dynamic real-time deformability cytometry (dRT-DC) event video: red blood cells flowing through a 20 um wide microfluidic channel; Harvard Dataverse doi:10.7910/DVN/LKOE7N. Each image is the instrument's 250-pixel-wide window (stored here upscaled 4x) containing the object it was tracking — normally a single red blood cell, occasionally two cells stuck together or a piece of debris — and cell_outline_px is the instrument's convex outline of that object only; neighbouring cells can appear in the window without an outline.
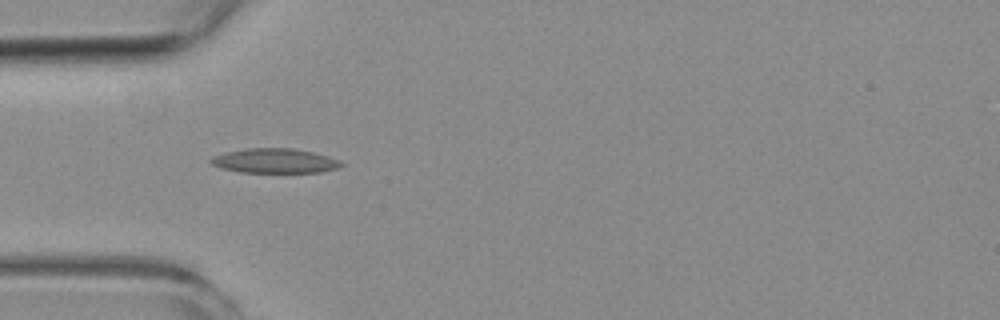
{"species": "common noctule bat (a hibernating species)", "species_latin": "Nyctalus noctula", "temperature_condition": "room temperature", "stored_images_in_passage": 1, "camera_frame_rate_fps": 3000, "um_per_image_px": 0.085, "animal": {"sex": "female", "body_mass_g": 19.3, "forearm_length_mm": 54.1}, "frame": {"image": 1, "passage_image": 1, "time_ms": 0.0, "image_size_px": [1000, 320], "cell_outline_px": [[344, 164], [336, 168], [320, 172], [240, 172], [220, 168], [212, 164], [208, 160], [212, 156], [228, 152], [248, 148], [292, 148], [312, 152], [328, 156], [340, 160]], "centroid_in_image_um": [23.34, 13.67], "position_along_channel_um": 61.7, "area_um2": 18.55}}